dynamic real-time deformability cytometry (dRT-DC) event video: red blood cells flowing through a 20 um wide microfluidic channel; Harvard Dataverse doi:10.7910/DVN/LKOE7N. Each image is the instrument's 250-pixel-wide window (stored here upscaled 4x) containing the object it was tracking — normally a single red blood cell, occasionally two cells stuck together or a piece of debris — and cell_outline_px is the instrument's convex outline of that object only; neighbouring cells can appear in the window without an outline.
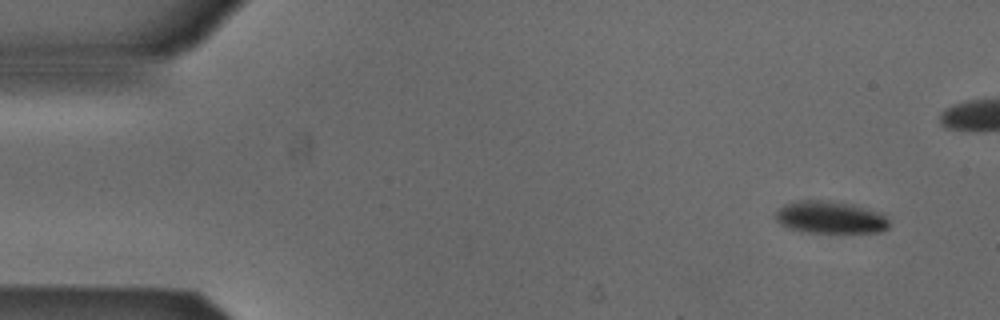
{"species": "Egyptian fruit bat (a non-hibernating species)", "species_latin": "Rousettus aegyptiacus", "temperature_condition": "cold", "stored_images_in_passage": 5, "camera_frame_rate_fps": 3000, "um_per_image_px": 0.085, "animal": {"sex": "male"}, "frame": {"image": 1, "passage_image": 1, "time_ms": 0.0, "image_size_px": [1000, 320], "cell_outline_px": [[888, 228], [880, 232], [808, 232], [792, 228], [780, 224], [776, 220], [776, 212], [780, 208], [788, 204], [804, 200], [828, 200], [852, 204], [884, 212], [888, 216]], "centroid_in_image_um": [70.66, 18.47], "position_along_channel_um": 14.3, "area_um2": 21.27}}